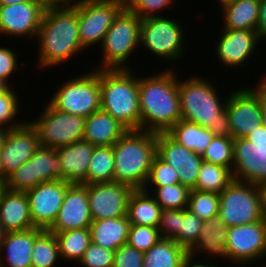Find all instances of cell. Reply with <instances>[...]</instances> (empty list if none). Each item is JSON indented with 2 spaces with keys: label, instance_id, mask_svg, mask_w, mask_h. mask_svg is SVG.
<instances>
[{
  "label": "cell",
  "instance_id": "obj_1",
  "mask_svg": "<svg viewBox=\"0 0 266 267\" xmlns=\"http://www.w3.org/2000/svg\"><path fill=\"white\" fill-rule=\"evenodd\" d=\"M140 77L139 103L141 130L167 132L181 120L177 71L174 67Z\"/></svg>",
  "mask_w": 266,
  "mask_h": 267
},
{
  "label": "cell",
  "instance_id": "obj_2",
  "mask_svg": "<svg viewBox=\"0 0 266 267\" xmlns=\"http://www.w3.org/2000/svg\"><path fill=\"white\" fill-rule=\"evenodd\" d=\"M40 70L60 66L82 54L78 32V4L70 8L45 9L37 34Z\"/></svg>",
  "mask_w": 266,
  "mask_h": 267
},
{
  "label": "cell",
  "instance_id": "obj_3",
  "mask_svg": "<svg viewBox=\"0 0 266 267\" xmlns=\"http://www.w3.org/2000/svg\"><path fill=\"white\" fill-rule=\"evenodd\" d=\"M208 80L201 75L178 80L181 118L208 128L214 136L232 137L227 97L221 98L219 93L222 92Z\"/></svg>",
  "mask_w": 266,
  "mask_h": 267
},
{
  "label": "cell",
  "instance_id": "obj_4",
  "mask_svg": "<svg viewBox=\"0 0 266 267\" xmlns=\"http://www.w3.org/2000/svg\"><path fill=\"white\" fill-rule=\"evenodd\" d=\"M134 69H99L101 109L128 130H141L139 78ZM136 75V76H135Z\"/></svg>",
  "mask_w": 266,
  "mask_h": 267
},
{
  "label": "cell",
  "instance_id": "obj_5",
  "mask_svg": "<svg viewBox=\"0 0 266 267\" xmlns=\"http://www.w3.org/2000/svg\"><path fill=\"white\" fill-rule=\"evenodd\" d=\"M114 154L113 181L143 189L156 155V133L128 130L112 146Z\"/></svg>",
  "mask_w": 266,
  "mask_h": 267
},
{
  "label": "cell",
  "instance_id": "obj_6",
  "mask_svg": "<svg viewBox=\"0 0 266 267\" xmlns=\"http://www.w3.org/2000/svg\"><path fill=\"white\" fill-rule=\"evenodd\" d=\"M142 19L126 6L114 19L101 44L102 61L93 69H131L129 59L139 47ZM128 62V63H127ZM97 66V67H96Z\"/></svg>",
  "mask_w": 266,
  "mask_h": 267
},
{
  "label": "cell",
  "instance_id": "obj_7",
  "mask_svg": "<svg viewBox=\"0 0 266 267\" xmlns=\"http://www.w3.org/2000/svg\"><path fill=\"white\" fill-rule=\"evenodd\" d=\"M219 197L218 216L227 227L252 224L266 217L262 186L233 180Z\"/></svg>",
  "mask_w": 266,
  "mask_h": 267
},
{
  "label": "cell",
  "instance_id": "obj_8",
  "mask_svg": "<svg viewBox=\"0 0 266 267\" xmlns=\"http://www.w3.org/2000/svg\"><path fill=\"white\" fill-rule=\"evenodd\" d=\"M183 27L182 23L169 16L144 18L140 24L139 48L143 47L165 62H179L187 50L184 40L186 28Z\"/></svg>",
  "mask_w": 266,
  "mask_h": 267
},
{
  "label": "cell",
  "instance_id": "obj_9",
  "mask_svg": "<svg viewBox=\"0 0 266 267\" xmlns=\"http://www.w3.org/2000/svg\"><path fill=\"white\" fill-rule=\"evenodd\" d=\"M92 70L60 83L48 103L58 111L84 118L101 109L99 69Z\"/></svg>",
  "mask_w": 266,
  "mask_h": 267
},
{
  "label": "cell",
  "instance_id": "obj_10",
  "mask_svg": "<svg viewBox=\"0 0 266 267\" xmlns=\"http://www.w3.org/2000/svg\"><path fill=\"white\" fill-rule=\"evenodd\" d=\"M233 180L263 186L266 183V126L245 138L234 139Z\"/></svg>",
  "mask_w": 266,
  "mask_h": 267
},
{
  "label": "cell",
  "instance_id": "obj_11",
  "mask_svg": "<svg viewBox=\"0 0 266 267\" xmlns=\"http://www.w3.org/2000/svg\"><path fill=\"white\" fill-rule=\"evenodd\" d=\"M41 114L30 124L35 128L41 147L57 149L83 140L86 118L53 108L48 102Z\"/></svg>",
  "mask_w": 266,
  "mask_h": 267
},
{
  "label": "cell",
  "instance_id": "obj_12",
  "mask_svg": "<svg viewBox=\"0 0 266 267\" xmlns=\"http://www.w3.org/2000/svg\"><path fill=\"white\" fill-rule=\"evenodd\" d=\"M63 181L62 164L56 149L39 147L31 159L6 178V189L27 192L43 182Z\"/></svg>",
  "mask_w": 266,
  "mask_h": 267
},
{
  "label": "cell",
  "instance_id": "obj_13",
  "mask_svg": "<svg viewBox=\"0 0 266 267\" xmlns=\"http://www.w3.org/2000/svg\"><path fill=\"white\" fill-rule=\"evenodd\" d=\"M125 7L117 0H81L78 3V32L84 49L102 44L114 19Z\"/></svg>",
  "mask_w": 266,
  "mask_h": 267
},
{
  "label": "cell",
  "instance_id": "obj_14",
  "mask_svg": "<svg viewBox=\"0 0 266 267\" xmlns=\"http://www.w3.org/2000/svg\"><path fill=\"white\" fill-rule=\"evenodd\" d=\"M227 95L226 111L232 138H245L262 124V83L258 82L254 88L240 87Z\"/></svg>",
  "mask_w": 266,
  "mask_h": 267
},
{
  "label": "cell",
  "instance_id": "obj_15",
  "mask_svg": "<svg viewBox=\"0 0 266 267\" xmlns=\"http://www.w3.org/2000/svg\"><path fill=\"white\" fill-rule=\"evenodd\" d=\"M226 247L231 265L244 267L266 256V217L252 224L227 227Z\"/></svg>",
  "mask_w": 266,
  "mask_h": 267
},
{
  "label": "cell",
  "instance_id": "obj_16",
  "mask_svg": "<svg viewBox=\"0 0 266 267\" xmlns=\"http://www.w3.org/2000/svg\"><path fill=\"white\" fill-rule=\"evenodd\" d=\"M86 188L93 220L127 215L129 198L134 190L130 185L112 181L87 184Z\"/></svg>",
  "mask_w": 266,
  "mask_h": 267
},
{
  "label": "cell",
  "instance_id": "obj_17",
  "mask_svg": "<svg viewBox=\"0 0 266 267\" xmlns=\"http://www.w3.org/2000/svg\"><path fill=\"white\" fill-rule=\"evenodd\" d=\"M44 12L36 0L0 5V34L36 41Z\"/></svg>",
  "mask_w": 266,
  "mask_h": 267
},
{
  "label": "cell",
  "instance_id": "obj_18",
  "mask_svg": "<svg viewBox=\"0 0 266 267\" xmlns=\"http://www.w3.org/2000/svg\"><path fill=\"white\" fill-rule=\"evenodd\" d=\"M70 184L62 180L43 182L26 192L35 227L48 230L53 225Z\"/></svg>",
  "mask_w": 266,
  "mask_h": 267
},
{
  "label": "cell",
  "instance_id": "obj_19",
  "mask_svg": "<svg viewBox=\"0 0 266 267\" xmlns=\"http://www.w3.org/2000/svg\"><path fill=\"white\" fill-rule=\"evenodd\" d=\"M221 31L219 41L214 43V54L226 69H238L239 66H244L262 42L257 30L221 29Z\"/></svg>",
  "mask_w": 266,
  "mask_h": 267
},
{
  "label": "cell",
  "instance_id": "obj_20",
  "mask_svg": "<svg viewBox=\"0 0 266 267\" xmlns=\"http://www.w3.org/2000/svg\"><path fill=\"white\" fill-rule=\"evenodd\" d=\"M39 147L37 131L28 120H24L19 127L9 129L0 148L3 181H6V178L23 163L30 160Z\"/></svg>",
  "mask_w": 266,
  "mask_h": 267
},
{
  "label": "cell",
  "instance_id": "obj_21",
  "mask_svg": "<svg viewBox=\"0 0 266 267\" xmlns=\"http://www.w3.org/2000/svg\"><path fill=\"white\" fill-rule=\"evenodd\" d=\"M92 221L86 184H70L58 216L48 231L55 234L89 228Z\"/></svg>",
  "mask_w": 266,
  "mask_h": 267
},
{
  "label": "cell",
  "instance_id": "obj_22",
  "mask_svg": "<svg viewBox=\"0 0 266 267\" xmlns=\"http://www.w3.org/2000/svg\"><path fill=\"white\" fill-rule=\"evenodd\" d=\"M43 231L34 227L25 231L7 232L0 246V267H32L34 241Z\"/></svg>",
  "mask_w": 266,
  "mask_h": 267
},
{
  "label": "cell",
  "instance_id": "obj_23",
  "mask_svg": "<svg viewBox=\"0 0 266 267\" xmlns=\"http://www.w3.org/2000/svg\"><path fill=\"white\" fill-rule=\"evenodd\" d=\"M95 146L80 140L56 149L62 164L63 181L87 185V170Z\"/></svg>",
  "mask_w": 266,
  "mask_h": 267
},
{
  "label": "cell",
  "instance_id": "obj_24",
  "mask_svg": "<svg viewBox=\"0 0 266 267\" xmlns=\"http://www.w3.org/2000/svg\"><path fill=\"white\" fill-rule=\"evenodd\" d=\"M226 241L227 226L224 221L219 216L211 220H205L201 226L198 239L188 251V255L192 257L199 255V257L202 256L201 259H204L203 255L205 257L207 255V260L211 258L212 263L213 257L217 260L221 257V260L224 259V261L229 262ZM200 253H203V255H200Z\"/></svg>",
  "mask_w": 266,
  "mask_h": 267
},
{
  "label": "cell",
  "instance_id": "obj_25",
  "mask_svg": "<svg viewBox=\"0 0 266 267\" xmlns=\"http://www.w3.org/2000/svg\"><path fill=\"white\" fill-rule=\"evenodd\" d=\"M0 223L6 232L34 228L26 192L5 189L0 197Z\"/></svg>",
  "mask_w": 266,
  "mask_h": 267
},
{
  "label": "cell",
  "instance_id": "obj_26",
  "mask_svg": "<svg viewBox=\"0 0 266 267\" xmlns=\"http://www.w3.org/2000/svg\"><path fill=\"white\" fill-rule=\"evenodd\" d=\"M127 131L119 121L99 109L86 118L83 140L94 146H113Z\"/></svg>",
  "mask_w": 266,
  "mask_h": 267
},
{
  "label": "cell",
  "instance_id": "obj_27",
  "mask_svg": "<svg viewBox=\"0 0 266 267\" xmlns=\"http://www.w3.org/2000/svg\"><path fill=\"white\" fill-rule=\"evenodd\" d=\"M221 7V29L256 30L260 2L256 0H223Z\"/></svg>",
  "mask_w": 266,
  "mask_h": 267
},
{
  "label": "cell",
  "instance_id": "obj_28",
  "mask_svg": "<svg viewBox=\"0 0 266 267\" xmlns=\"http://www.w3.org/2000/svg\"><path fill=\"white\" fill-rule=\"evenodd\" d=\"M130 222L127 215L118 218L93 220L90 225L92 243L116 251L127 243Z\"/></svg>",
  "mask_w": 266,
  "mask_h": 267
},
{
  "label": "cell",
  "instance_id": "obj_29",
  "mask_svg": "<svg viewBox=\"0 0 266 267\" xmlns=\"http://www.w3.org/2000/svg\"><path fill=\"white\" fill-rule=\"evenodd\" d=\"M162 208L144 189H134L128 202L127 218L130 224L157 227Z\"/></svg>",
  "mask_w": 266,
  "mask_h": 267
},
{
  "label": "cell",
  "instance_id": "obj_30",
  "mask_svg": "<svg viewBox=\"0 0 266 267\" xmlns=\"http://www.w3.org/2000/svg\"><path fill=\"white\" fill-rule=\"evenodd\" d=\"M156 154L175 170L201 166L203 162L201 155L178 144L166 132L156 133Z\"/></svg>",
  "mask_w": 266,
  "mask_h": 267
},
{
  "label": "cell",
  "instance_id": "obj_31",
  "mask_svg": "<svg viewBox=\"0 0 266 267\" xmlns=\"http://www.w3.org/2000/svg\"><path fill=\"white\" fill-rule=\"evenodd\" d=\"M166 133L178 144L201 156L214 137L208 128L183 119L179 120Z\"/></svg>",
  "mask_w": 266,
  "mask_h": 267
},
{
  "label": "cell",
  "instance_id": "obj_32",
  "mask_svg": "<svg viewBox=\"0 0 266 267\" xmlns=\"http://www.w3.org/2000/svg\"><path fill=\"white\" fill-rule=\"evenodd\" d=\"M187 255L174 240L161 238L144 253L143 267H178Z\"/></svg>",
  "mask_w": 266,
  "mask_h": 267
},
{
  "label": "cell",
  "instance_id": "obj_33",
  "mask_svg": "<svg viewBox=\"0 0 266 267\" xmlns=\"http://www.w3.org/2000/svg\"><path fill=\"white\" fill-rule=\"evenodd\" d=\"M62 261L78 262L92 243L90 228L55 233Z\"/></svg>",
  "mask_w": 266,
  "mask_h": 267
},
{
  "label": "cell",
  "instance_id": "obj_34",
  "mask_svg": "<svg viewBox=\"0 0 266 267\" xmlns=\"http://www.w3.org/2000/svg\"><path fill=\"white\" fill-rule=\"evenodd\" d=\"M232 181L233 175L229 168L203 161L193 189L220 194Z\"/></svg>",
  "mask_w": 266,
  "mask_h": 267
},
{
  "label": "cell",
  "instance_id": "obj_35",
  "mask_svg": "<svg viewBox=\"0 0 266 267\" xmlns=\"http://www.w3.org/2000/svg\"><path fill=\"white\" fill-rule=\"evenodd\" d=\"M114 154L112 146H95L87 170V184L112 182Z\"/></svg>",
  "mask_w": 266,
  "mask_h": 267
},
{
  "label": "cell",
  "instance_id": "obj_36",
  "mask_svg": "<svg viewBox=\"0 0 266 267\" xmlns=\"http://www.w3.org/2000/svg\"><path fill=\"white\" fill-rule=\"evenodd\" d=\"M60 259L58 241L55 234L44 230L34 241L32 267H56L58 265L57 261Z\"/></svg>",
  "mask_w": 266,
  "mask_h": 267
},
{
  "label": "cell",
  "instance_id": "obj_37",
  "mask_svg": "<svg viewBox=\"0 0 266 267\" xmlns=\"http://www.w3.org/2000/svg\"><path fill=\"white\" fill-rule=\"evenodd\" d=\"M143 189L154 197L162 209H187L188 207L190 189L180 183L167 186H149Z\"/></svg>",
  "mask_w": 266,
  "mask_h": 267
},
{
  "label": "cell",
  "instance_id": "obj_38",
  "mask_svg": "<svg viewBox=\"0 0 266 267\" xmlns=\"http://www.w3.org/2000/svg\"><path fill=\"white\" fill-rule=\"evenodd\" d=\"M220 206L219 194L191 189L188 209L201 220H211L218 216Z\"/></svg>",
  "mask_w": 266,
  "mask_h": 267
},
{
  "label": "cell",
  "instance_id": "obj_39",
  "mask_svg": "<svg viewBox=\"0 0 266 267\" xmlns=\"http://www.w3.org/2000/svg\"><path fill=\"white\" fill-rule=\"evenodd\" d=\"M233 143L232 137L214 136L202 155L203 161L224 166L232 171Z\"/></svg>",
  "mask_w": 266,
  "mask_h": 267
},
{
  "label": "cell",
  "instance_id": "obj_40",
  "mask_svg": "<svg viewBox=\"0 0 266 267\" xmlns=\"http://www.w3.org/2000/svg\"><path fill=\"white\" fill-rule=\"evenodd\" d=\"M14 90L13 86L6 90H0V126L6 129L16 128L24 123L23 119L22 121L14 120L22 111L19 110L21 104L18 103L20 102L19 96Z\"/></svg>",
  "mask_w": 266,
  "mask_h": 267
},
{
  "label": "cell",
  "instance_id": "obj_41",
  "mask_svg": "<svg viewBox=\"0 0 266 267\" xmlns=\"http://www.w3.org/2000/svg\"><path fill=\"white\" fill-rule=\"evenodd\" d=\"M203 222L188 208L180 209L179 245L187 252L195 245Z\"/></svg>",
  "mask_w": 266,
  "mask_h": 267
},
{
  "label": "cell",
  "instance_id": "obj_42",
  "mask_svg": "<svg viewBox=\"0 0 266 267\" xmlns=\"http://www.w3.org/2000/svg\"><path fill=\"white\" fill-rule=\"evenodd\" d=\"M160 239L161 235L157 227L130 224L126 244L145 253Z\"/></svg>",
  "mask_w": 266,
  "mask_h": 267
},
{
  "label": "cell",
  "instance_id": "obj_43",
  "mask_svg": "<svg viewBox=\"0 0 266 267\" xmlns=\"http://www.w3.org/2000/svg\"><path fill=\"white\" fill-rule=\"evenodd\" d=\"M177 170L164 162L157 154L153 158L150 174L145 187L179 184Z\"/></svg>",
  "mask_w": 266,
  "mask_h": 267
},
{
  "label": "cell",
  "instance_id": "obj_44",
  "mask_svg": "<svg viewBox=\"0 0 266 267\" xmlns=\"http://www.w3.org/2000/svg\"><path fill=\"white\" fill-rule=\"evenodd\" d=\"M174 1L175 0H129L125 6L141 19H144L162 16L160 12H162V10L164 12L165 8L171 9Z\"/></svg>",
  "mask_w": 266,
  "mask_h": 267
},
{
  "label": "cell",
  "instance_id": "obj_45",
  "mask_svg": "<svg viewBox=\"0 0 266 267\" xmlns=\"http://www.w3.org/2000/svg\"><path fill=\"white\" fill-rule=\"evenodd\" d=\"M114 253L115 251L91 243L78 264L80 267H113Z\"/></svg>",
  "mask_w": 266,
  "mask_h": 267
},
{
  "label": "cell",
  "instance_id": "obj_46",
  "mask_svg": "<svg viewBox=\"0 0 266 267\" xmlns=\"http://www.w3.org/2000/svg\"><path fill=\"white\" fill-rule=\"evenodd\" d=\"M180 209H162L158 226L161 238L172 239L179 244Z\"/></svg>",
  "mask_w": 266,
  "mask_h": 267
},
{
  "label": "cell",
  "instance_id": "obj_47",
  "mask_svg": "<svg viewBox=\"0 0 266 267\" xmlns=\"http://www.w3.org/2000/svg\"><path fill=\"white\" fill-rule=\"evenodd\" d=\"M143 260L144 253L124 244L114 253L113 267H143Z\"/></svg>",
  "mask_w": 266,
  "mask_h": 267
},
{
  "label": "cell",
  "instance_id": "obj_48",
  "mask_svg": "<svg viewBox=\"0 0 266 267\" xmlns=\"http://www.w3.org/2000/svg\"><path fill=\"white\" fill-rule=\"evenodd\" d=\"M18 57L15 49L0 47V78H2L10 86V76L14 74L16 70H19Z\"/></svg>",
  "mask_w": 266,
  "mask_h": 267
},
{
  "label": "cell",
  "instance_id": "obj_49",
  "mask_svg": "<svg viewBox=\"0 0 266 267\" xmlns=\"http://www.w3.org/2000/svg\"><path fill=\"white\" fill-rule=\"evenodd\" d=\"M201 166L183 167L177 170L181 185L187 186L190 190L195 187Z\"/></svg>",
  "mask_w": 266,
  "mask_h": 267
},
{
  "label": "cell",
  "instance_id": "obj_50",
  "mask_svg": "<svg viewBox=\"0 0 266 267\" xmlns=\"http://www.w3.org/2000/svg\"><path fill=\"white\" fill-rule=\"evenodd\" d=\"M44 9L75 7L81 0H36Z\"/></svg>",
  "mask_w": 266,
  "mask_h": 267
},
{
  "label": "cell",
  "instance_id": "obj_51",
  "mask_svg": "<svg viewBox=\"0 0 266 267\" xmlns=\"http://www.w3.org/2000/svg\"><path fill=\"white\" fill-rule=\"evenodd\" d=\"M256 30L261 40H266V0L260 1L259 18Z\"/></svg>",
  "mask_w": 266,
  "mask_h": 267
},
{
  "label": "cell",
  "instance_id": "obj_52",
  "mask_svg": "<svg viewBox=\"0 0 266 267\" xmlns=\"http://www.w3.org/2000/svg\"><path fill=\"white\" fill-rule=\"evenodd\" d=\"M195 258V259H194ZM197 258V260H196ZM206 258L204 260H200L197 257H192L190 255H187L184 259V267H214V263H208L207 260L205 262ZM199 261V262H198ZM202 261H204L202 263Z\"/></svg>",
  "mask_w": 266,
  "mask_h": 267
},
{
  "label": "cell",
  "instance_id": "obj_53",
  "mask_svg": "<svg viewBox=\"0 0 266 267\" xmlns=\"http://www.w3.org/2000/svg\"><path fill=\"white\" fill-rule=\"evenodd\" d=\"M261 113L262 124L266 126V85L262 83V97H261Z\"/></svg>",
  "mask_w": 266,
  "mask_h": 267
},
{
  "label": "cell",
  "instance_id": "obj_54",
  "mask_svg": "<svg viewBox=\"0 0 266 267\" xmlns=\"http://www.w3.org/2000/svg\"><path fill=\"white\" fill-rule=\"evenodd\" d=\"M9 129L0 126V148L2 147Z\"/></svg>",
  "mask_w": 266,
  "mask_h": 267
},
{
  "label": "cell",
  "instance_id": "obj_55",
  "mask_svg": "<svg viewBox=\"0 0 266 267\" xmlns=\"http://www.w3.org/2000/svg\"><path fill=\"white\" fill-rule=\"evenodd\" d=\"M28 0H0V5H10V4H16L20 2H25Z\"/></svg>",
  "mask_w": 266,
  "mask_h": 267
},
{
  "label": "cell",
  "instance_id": "obj_56",
  "mask_svg": "<svg viewBox=\"0 0 266 267\" xmlns=\"http://www.w3.org/2000/svg\"><path fill=\"white\" fill-rule=\"evenodd\" d=\"M6 233L7 232L4 230L2 224L0 223V246H1L2 242H3V239H4L5 235H6Z\"/></svg>",
  "mask_w": 266,
  "mask_h": 267
},
{
  "label": "cell",
  "instance_id": "obj_57",
  "mask_svg": "<svg viewBox=\"0 0 266 267\" xmlns=\"http://www.w3.org/2000/svg\"><path fill=\"white\" fill-rule=\"evenodd\" d=\"M9 87L10 86L2 78H0V90H6Z\"/></svg>",
  "mask_w": 266,
  "mask_h": 267
},
{
  "label": "cell",
  "instance_id": "obj_58",
  "mask_svg": "<svg viewBox=\"0 0 266 267\" xmlns=\"http://www.w3.org/2000/svg\"><path fill=\"white\" fill-rule=\"evenodd\" d=\"M5 189H6L5 181L0 180V197Z\"/></svg>",
  "mask_w": 266,
  "mask_h": 267
},
{
  "label": "cell",
  "instance_id": "obj_59",
  "mask_svg": "<svg viewBox=\"0 0 266 267\" xmlns=\"http://www.w3.org/2000/svg\"><path fill=\"white\" fill-rule=\"evenodd\" d=\"M0 180L3 181V167H2L1 153H0Z\"/></svg>",
  "mask_w": 266,
  "mask_h": 267
},
{
  "label": "cell",
  "instance_id": "obj_60",
  "mask_svg": "<svg viewBox=\"0 0 266 267\" xmlns=\"http://www.w3.org/2000/svg\"><path fill=\"white\" fill-rule=\"evenodd\" d=\"M263 194H264V207L266 211V183L262 186Z\"/></svg>",
  "mask_w": 266,
  "mask_h": 267
},
{
  "label": "cell",
  "instance_id": "obj_61",
  "mask_svg": "<svg viewBox=\"0 0 266 267\" xmlns=\"http://www.w3.org/2000/svg\"><path fill=\"white\" fill-rule=\"evenodd\" d=\"M260 79H261V80H260L259 82H261V83H263L264 85H266V75H265V77H264V75H263V77H261Z\"/></svg>",
  "mask_w": 266,
  "mask_h": 267
},
{
  "label": "cell",
  "instance_id": "obj_62",
  "mask_svg": "<svg viewBox=\"0 0 266 267\" xmlns=\"http://www.w3.org/2000/svg\"><path fill=\"white\" fill-rule=\"evenodd\" d=\"M117 1H120V2H122V3H124L126 5L129 0H117Z\"/></svg>",
  "mask_w": 266,
  "mask_h": 267
},
{
  "label": "cell",
  "instance_id": "obj_63",
  "mask_svg": "<svg viewBox=\"0 0 266 267\" xmlns=\"http://www.w3.org/2000/svg\"><path fill=\"white\" fill-rule=\"evenodd\" d=\"M178 267H184V261Z\"/></svg>",
  "mask_w": 266,
  "mask_h": 267
}]
</instances>
